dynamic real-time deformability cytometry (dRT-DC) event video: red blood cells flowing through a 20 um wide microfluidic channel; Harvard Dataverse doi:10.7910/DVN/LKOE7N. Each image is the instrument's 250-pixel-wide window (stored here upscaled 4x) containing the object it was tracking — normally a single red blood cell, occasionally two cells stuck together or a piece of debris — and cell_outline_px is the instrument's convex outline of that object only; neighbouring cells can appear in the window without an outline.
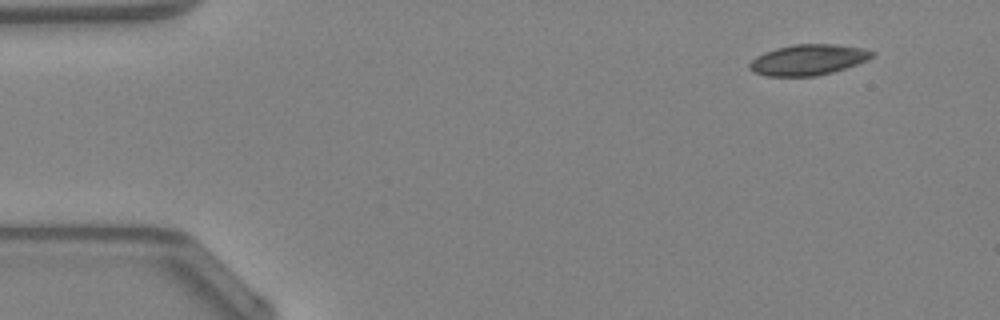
{"species": "Egyptian fruit bat (a non-hibernating species)", "species_latin": "Rousettus aegyptiacus", "temperature_condition": "warm", "stored_images_in_passage": 44, "camera_frame_rate_fps": 3000, "um_per_image_px": 0.085, "animal": {"sex": "female"}, "frame": {"image": 1, "passage_image": 1, "time_ms": 0.0, "image_size_px": [1000, 320], "cell_outline_px": [[876, 52], [868, 60], [832, 72], [816, 76], [768, 76], [756, 72], [748, 68], [748, 64], [756, 56], [764, 52], [776, 48], [792, 44], [832, 44], [864, 48]], "centroid_in_image_um": [68.69, 5.07], "position_along_channel_um": 16.3, "area_um2": 21.85}}
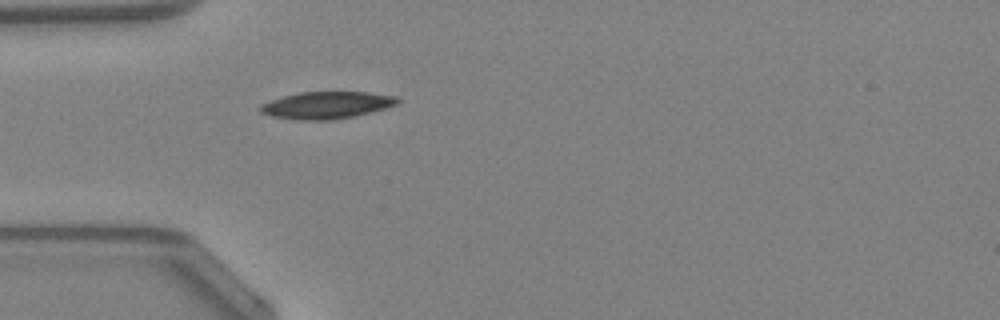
{"frame": {"image": 2, "passage_image": 11, "time_ms": 3.333, "image_size_px": [1000, 320], "cell_outline_px": [[400, 100], [396, 104], [384, 108], [356, 116], [328, 120], [304, 120], [272, 116], [260, 112], [260, 104], [284, 96], [300, 92], [368, 92], [396, 96]], "centroid_in_image_um": [27.77, 8.93], "position_along_channel_um": 57.2, "area_um2": 21.39}}
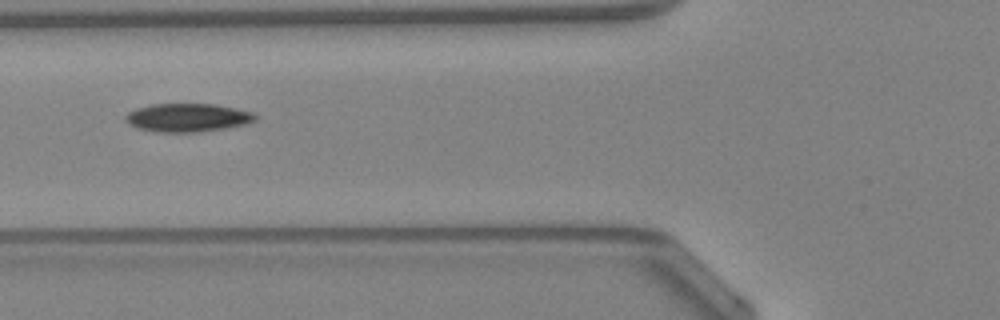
{"frame": {"image": 3, "passage_image": 15, "time_ms": 4.667, "image_size_px": [1000, 320], "cell_outline_px": [[256, 120], [244, 124], [224, 128], [196, 132], [160, 132], [136, 128], [128, 124], [124, 116], [128, 112], [136, 108], [152, 104], [216, 104], [236, 108], [252, 112], [256, 116]], "centroid_in_image_um": [15.91, 9.99], "position_along_channel_um": 109.9, "area_um2": 21.39}, "authors_computed_cell_mechanics": {"area_um2": 21.2415, "velocity_mm_per_s": 4.2723, "shape_relaxation_time_tau1_ms": 3.3029, "shape_relaxation_time_tau2_ms": 5.5216, "deformation_change_tau1": 0.1052, "deformation_change_tau2": 0.1372}}